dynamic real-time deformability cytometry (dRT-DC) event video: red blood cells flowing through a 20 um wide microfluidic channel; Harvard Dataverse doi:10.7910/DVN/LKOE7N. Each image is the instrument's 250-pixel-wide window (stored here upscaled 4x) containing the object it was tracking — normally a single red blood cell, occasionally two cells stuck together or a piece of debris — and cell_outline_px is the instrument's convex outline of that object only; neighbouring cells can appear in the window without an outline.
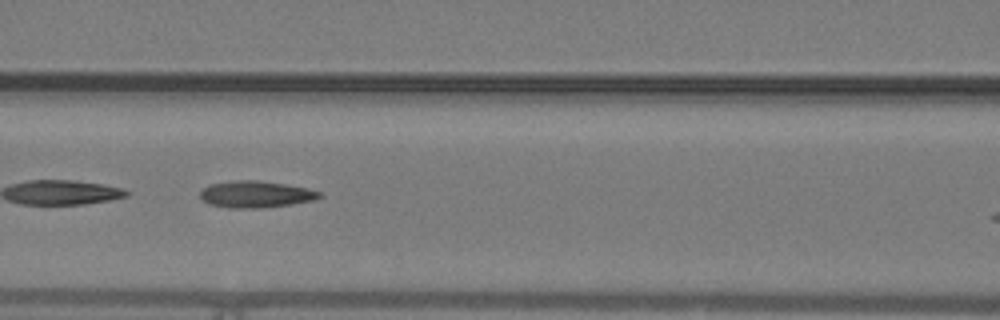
{"species": "common noctule bat (a hibernating species)", "species_latin": "Nyctalus noctula", "temperature_condition": "warm", "stored_images_in_passage": 25, "camera_frame_rate_fps": 3000, "um_per_image_px": 0.085, "animal": {"sex": "male", "body_mass_g": 19.2, "forearm_length_mm": 51.8}, "frame": {"image": 1, "passage_image": 8, "time_ms": 2.333, "image_size_px": [1000, 320], "cell_outline_px": [[324, 196], [312, 200], [292, 204], [260, 208], [228, 208], [208, 204], [200, 196], [200, 188], [208, 184], [232, 180], [256, 180], [284, 184], [308, 188], [320, 192]], "centroid_in_image_um": [21.69, 16.51], "position_along_channel_um": 144.9, "area_um2": 18.73}}
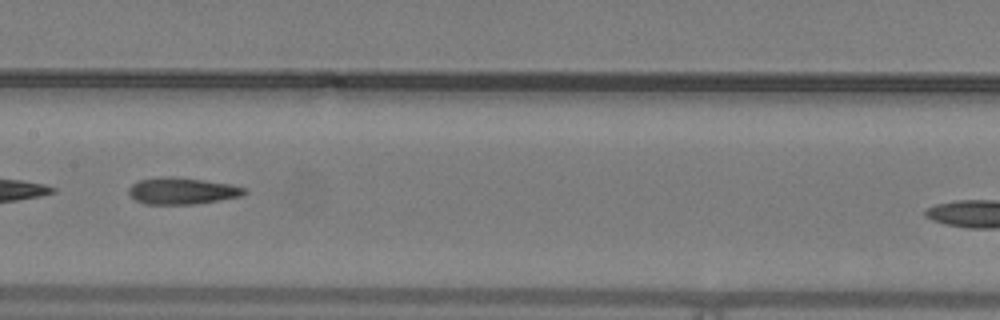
{"frame": {"image": 2, "passage_image": 11, "time_ms": 3.333, "image_size_px": [1000, 320], "cell_outline_px": [[248, 192], [240, 196], [220, 200], [192, 204], [144, 204], [136, 200], [128, 192], [128, 188], [132, 184], [140, 180], [164, 176], [176, 176], [232, 184], [248, 188]], "centroid_in_image_um": [15.51, 16.21], "position_along_channel_um": 191.9, "area_um2": 18.09}}